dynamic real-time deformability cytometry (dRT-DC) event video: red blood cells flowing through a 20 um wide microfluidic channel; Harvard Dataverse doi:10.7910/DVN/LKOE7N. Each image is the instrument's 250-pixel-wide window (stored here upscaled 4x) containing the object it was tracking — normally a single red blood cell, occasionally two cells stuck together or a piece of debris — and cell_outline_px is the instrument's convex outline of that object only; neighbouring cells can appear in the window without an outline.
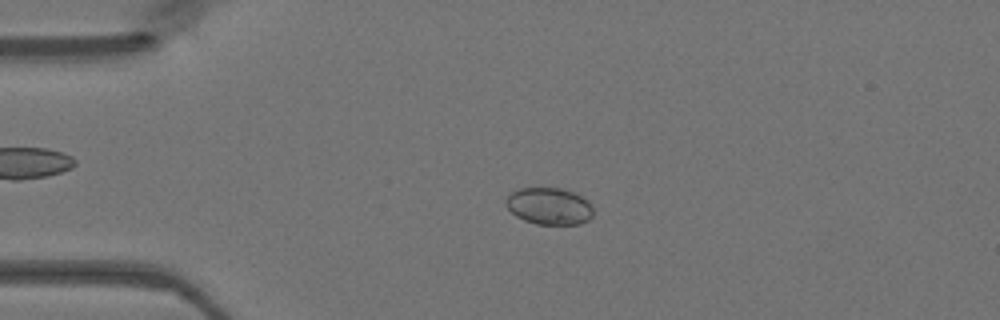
{"species": "Egyptian fruit bat (a non-hibernating species)", "species_latin": "Rousettus aegyptiacus", "temperature_condition": "warm", "stored_images_in_passage": 48, "camera_frame_rate_fps": 3000, "um_per_image_px": 0.085, "animal": {"sex": "female"}, "frame": {"image": 1, "passage_image": 11, "time_ms": 3.333, "image_size_px": [1000, 320], "cell_outline_px": [[592, 216], [588, 220], [580, 224], [536, 224], [524, 220], [516, 216], [504, 204], [504, 200], [512, 192], [520, 188], [560, 188], [572, 192], [588, 200], [592, 208]], "centroid_in_image_um": [46.66, 17.52], "position_along_channel_um": 38.3, "area_um2": 18.73}}
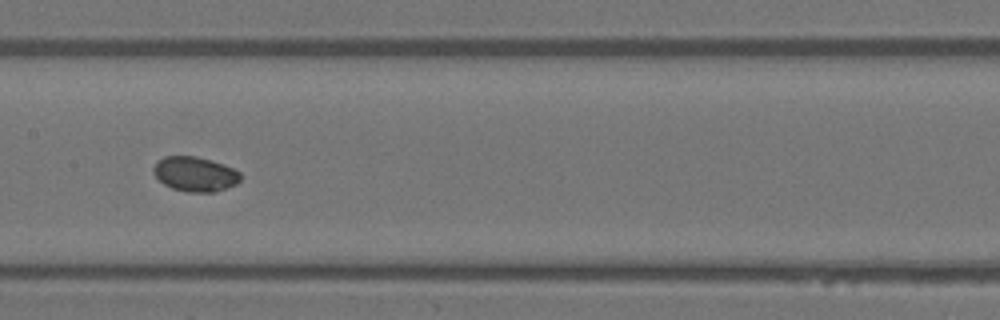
{"frame": {"image": 2, "passage_image": 24, "time_ms": 7.667, "image_size_px": [1000, 320], "cell_outline_px": [[240, 180], [236, 184], [216, 192], [188, 192], [172, 188], [164, 184], [152, 172], [152, 168], [164, 156], [196, 156], [224, 164], [240, 172]], "centroid_in_image_um": [16.58, 14.8], "position_along_channel_um": 190.8, "area_um2": 17.51}}
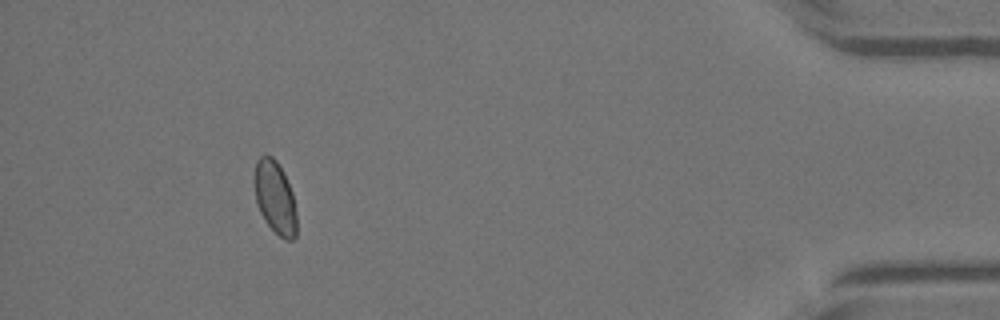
{"frame": {"image": 3, "passage_image": 44, "time_ms": 14.333, "image_size_px": [1000, 320], "cell_outline_px": [[296, 236], [292, 240], [284, 240], [264, 220], [260, 212], [256, 200], [252, 180], [252, 176], [256, 160], [260, 156], [272, 156], [276, 160], [292, 192], [296, 212]], "centroid_in_image_um": [23.34, 16.77], "position_along_channel_um": 411.9, "area_um2": 17.98}}